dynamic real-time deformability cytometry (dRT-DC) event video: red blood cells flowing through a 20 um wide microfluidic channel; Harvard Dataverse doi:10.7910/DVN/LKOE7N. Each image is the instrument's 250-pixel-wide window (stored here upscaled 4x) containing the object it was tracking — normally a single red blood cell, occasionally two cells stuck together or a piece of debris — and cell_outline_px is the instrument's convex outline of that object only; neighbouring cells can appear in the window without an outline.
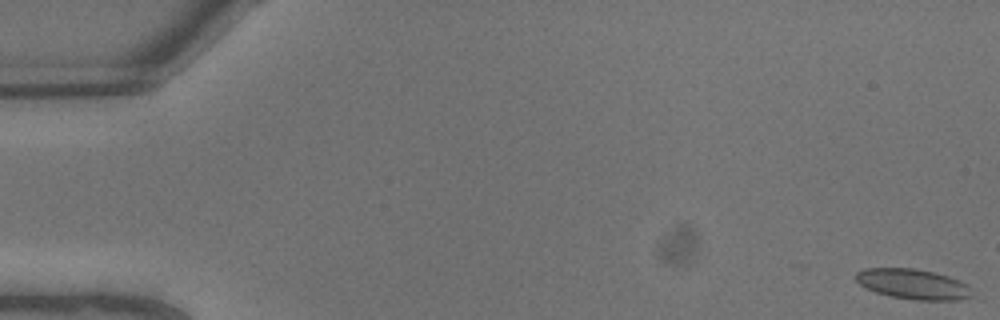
{"species": "common noctule bat (a hibernating species)", "species_latin": "Nyctalus noctula", "temperature_condition": "warm", "stored_images_in_passage": 10, "camera_frame_rate_fps": 3000, "um_per_image_px": 0.085, "animal": {"sex": "male", "body_mass_g": 13.3}, "frame": {"image": 1, "passage_image": 1, "time_ms": 0.0, "image_size_px": [1000, 320], "cell_outline_px": [[968, 296], [956, 300], [916, 300], [892, 296], [876, 292], [860, 284], [856, 280], [856, 272], [864, 268], [912, 268], [932, 272], [948, 276], [964, 284]], "centroid_in_image_um": [77.48, 24.13], "position_along_channel_um": 7.5, "area_um2": 19.65}}
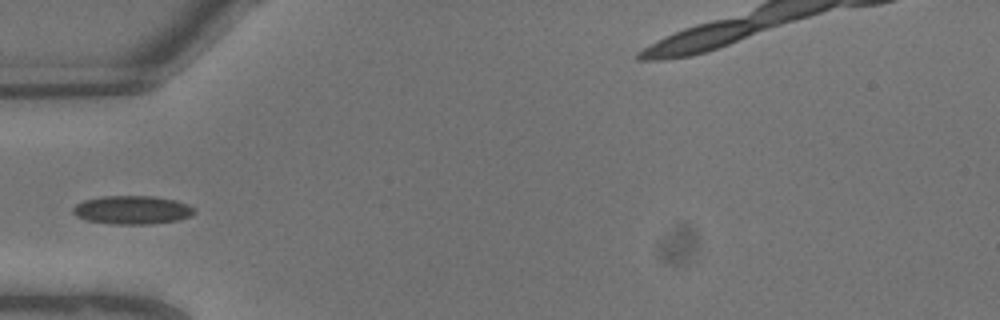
{"frame": {"image": 2, "passage_image": 8, "time_ms": 2.333, "image_size_px": [1000, 320], "cell_outline_px": [[196, 212], [188, 216], [176, 220], [148, 224], [112, 224], [88, 220], [76, 216], [72, 212], [72, 208], [76, 204], [84, 200], [100, 196], [152, 196], [176, 200], [188, 204]], "centroid_in_image_um": [11.2, 17.83], "position_along_channel_um": 73.8, "area_um2": 20.0}}
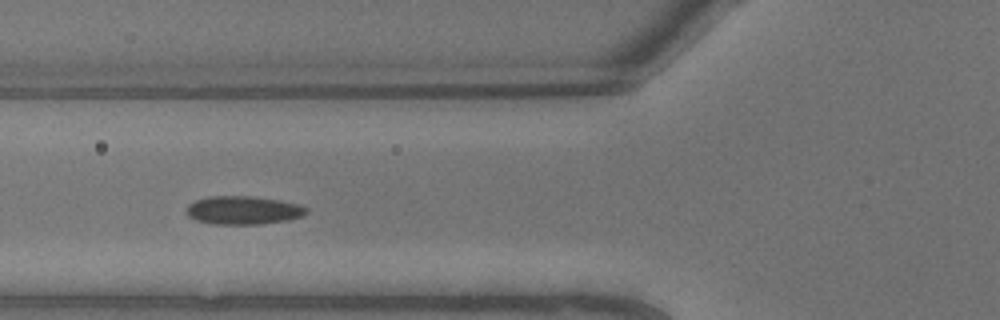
{"frame": {"image": 3, "passage_image": 9, "time_ms": 2.667, "image_size_px": [1000, 320], "cell_outline_px": [[308, 212], [300, 216], [288, 220], [260, 224], [212, 224], [196, 220], [188, 216], [188, 204], [196, 200], [208, 196], [252, 196], [280, 200], [296, 204], [308, 208]], "centroid_in_image_um": [20.67, 17.87], "position_along_channel_um": 105.1, "area_um2": 19.71}}